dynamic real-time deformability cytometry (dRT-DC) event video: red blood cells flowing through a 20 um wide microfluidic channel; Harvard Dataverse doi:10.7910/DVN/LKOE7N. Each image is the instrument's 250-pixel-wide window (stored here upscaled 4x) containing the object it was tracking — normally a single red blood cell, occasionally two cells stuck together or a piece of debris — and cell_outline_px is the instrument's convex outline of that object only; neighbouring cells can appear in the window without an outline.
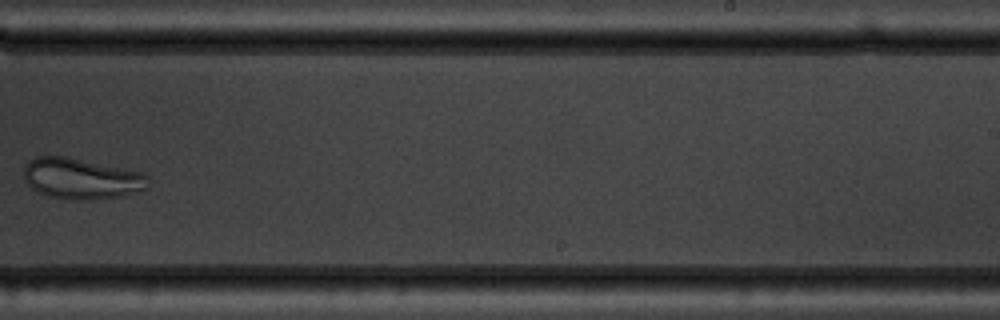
{"species": "common noctule bat (a hibernating species)", "species_latin": "Nyctalus noctula", "temperature_condition": "warm", "stored_images_in_passage": 9, "camera_frame_rate_fps": 3000, "um_per_image_px": 0.085, "animal": {"sex": "male", "body_mass_g": 19.5, "forearm_length_mm": 54.6}, "frame": {"image": 1, "passage_image": 9, "time_ms": 9.0, "image_size_px": [1000, 320], "cell_outline_px": [[148, 184], [144, 188], [120, 196], [92, 200], [72, 200], [48, 196], [36, 192], [24, 180], [24, 168], [28, 160], [36, 156], [68, 156], [140, 172], [148, 176]], "centroid_in_image_um": [6.84, 15.18], "position_along_channel_um": 282.2, "area_um2": 29.59}}